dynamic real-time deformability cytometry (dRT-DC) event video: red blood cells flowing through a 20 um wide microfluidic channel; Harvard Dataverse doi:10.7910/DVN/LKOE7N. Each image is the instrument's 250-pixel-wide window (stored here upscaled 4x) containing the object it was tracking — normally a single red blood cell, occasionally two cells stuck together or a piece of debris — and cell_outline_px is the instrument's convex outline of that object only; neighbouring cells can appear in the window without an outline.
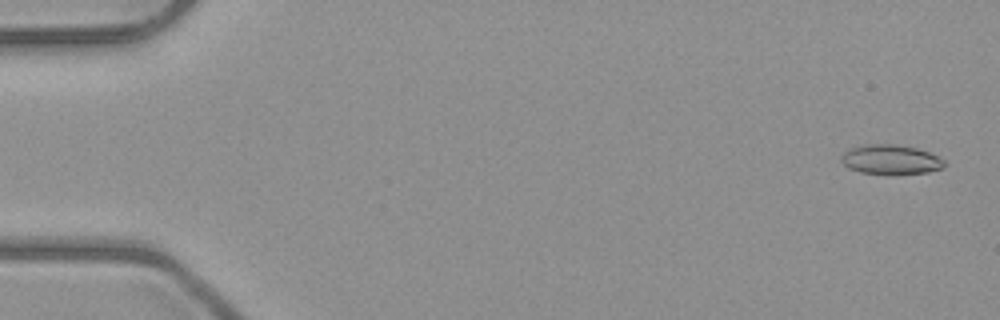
{"species": "common noctule bat (a hibernating species)", "species_latin": "Nyctalus noctula", "temperature_condition": "room temperature", "stored_images_in_passage": 5, "camera_frame_rate_fps": 3000, "um_per_image_px": 0.085, "animal": {"sex": "male", "body_mass_g": 23.1, "forearm_length_mm": 52.7}, "frame": {"image": 1, "passage_image": 1, "time_ms": 0.0, "image_size_px": [1000, 320], "cell_outline_px": [[948, 164], [944, 168], [928, 172], [896, 176], [860, 172], [848, 168], [840, 160], [840, 156], [848, 148], [868, 144], [892, 144], [916, 148], [928, 152], [944, 160]], "centroid_in_image_um": [75.71, 13.59], "position_along_channel_um": 9.3, "area_um2": 18.26}}
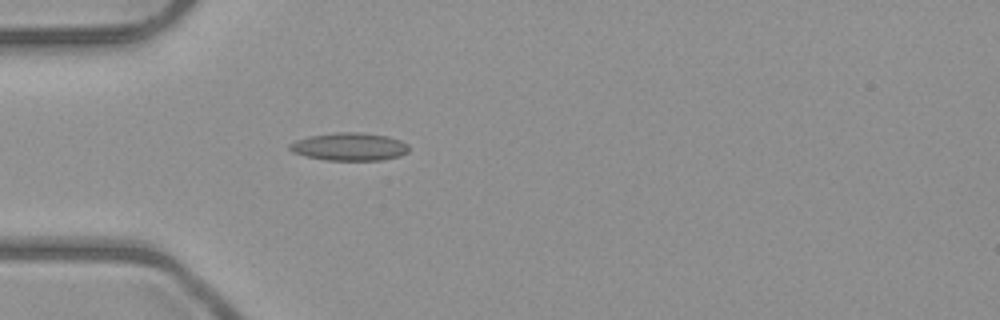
{"frame": {"image": 2, "passage_image": 5, "time_ms": 4.667, "image_size_px": [1000, 320], "cell_outline_px": [[408, 152], [400, 156], [380, 160], [328, 160], [308, 156], [292, 152], [288, 148], [288, 144], [296, 140], [308, 136], [336, 132], [360, 132], [388, 136], [400, 140], [408, 144]], "centroid_in_image_um": [29.7, 12.46], "position_along_channel_um": 55.3, "area_um2": 19.36}}